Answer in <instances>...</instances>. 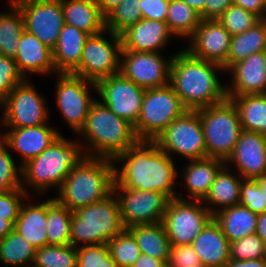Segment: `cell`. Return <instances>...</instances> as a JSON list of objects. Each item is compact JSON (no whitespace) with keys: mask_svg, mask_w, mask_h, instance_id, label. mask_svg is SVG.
Segmentation results:
<instances>
[{"mask_svg":"<svg viewBox=\"0 0 266 267\" xmlns=\"http://www.w3.org/2000/svg\"><path fill=\"white\" fill-rule=\"evenodd\" d=\"M22 166L0 137V192L22 188Z\"/></svg>","mask_w":266,"mask_h":267,"instance_id":"41","label":"cell"},{"mask_svg":"<svg viewBox=\"0 0 266 267\" xmlns=\"http://www.w3.org/2000/svg\"><path fill=\"white\" fill-rule=\"evenodd\" d=\"M28 196L23 188L0 192V217H5L14 225L21 206Z\"/></svg>","mask_w":266,"mask_h":267,"instance_id":"47","label":"cell"},{"mask_svg":"<svg viewBox=\"0 0 266 267\" xmlns=\"http://www.w3.org/2000/svg\"><path fill=\"white\" fill-rule=\"evenodd\" d=\"M213 218L200 200L170 199L162 219L171 245H191Z\"/></svg>","mask_w":266,"mask_h":267,"instance_id":"13","label":"cell"},{"mask_svg":"<svg viewBox=\"0 0 266 267\" xmlns=\"http://www.w3.org/2000/svg\"><path fill=\"white\" fill-rule=\"evenodd\" d=\"M176 162L153 141H138L113 159L115 183L119 187L157 191L170 199L177 198Z\"/></svg>","mask_w":266,"mask_h":267,"instance_id":"1","label":"cell"},{"mask_svg":"<svg viewBox=\"0 0 266 267\" xmlns=\"http://www.w3.org/2000/svg\"><path fill=\"white\" fill-rule=\"evenodd\" d=\"M5 8L0 11V54L14 59L25 30L24 18L18 6L5 5Z\"/></svg>","mask_w":266,"mask_h":267,"instance_id":"34","label":"cell"},{"mask_svg":"<svg viewBox=\"0 0 266 267\" xmlns=\"http://www.w3.org/2000/svg\"><path fill=\"white\" fill-rule=\"evenodd\" d=\"M266 245V211L264 213L258 214V221L255 232Z\"/></svg>","mask_w":266,"mask_h":267,"instance_id":"55","label":"cell"},{"mask_svg":"<svg viewBox=\"0 0 266 267\" xmlns=\"http://www.w3.org/2000/svg\"><path fill=\"white\" fill-rule=\"evenodd\" d=\"M225 165L243 179H256L266 174V135L242 130Z\"/></svg>","mask_w":266,"mask_h":267,"instance_id":"20","label":"cell"},{"mask_svg":"<svg viewBox=\"0 0 266 267\" xmlns=\"http://www.w3.org/2000/svg\"><path fill=\"white\" fill-rule=\"evenodd\" d=\"M207 157L226 161L242 131L238 111L227 98L221 103L198 109Z\"/></svg>","mask_w":266,"mask_h":267,"instance_id":"7","label":"cell"},{"mask_svg":"<svg viewBox=\"0 0 266 267\" xmlns=\"http://www.w3.org/2000/svg\"><path fill=\"white\" fill-rule=\"evenodd\" d=\"M28 196L23 202L14 230L35 249L48 245L47 237V197L45 199ZM31 199V200H30ZM39 199V200H37ZM34 201V202H32ZM37 201V202H36Z\"/></svg>","mask_w":266,"mask_h":267,"instance_id":"25","label":"cell"},{"mask_svg":"<svg viewBox=\"0 0 266 267\" xmlns=\"http://www.w3.org/2000/svg\"><path fill=\"white\" fill-rule=\"evenodd\" d=\"M202 263L192 245H171L167 267H200Z\"/></svg>","mask_w":266,"mask_h":267,"instance_id":"48","label":"cell"},{"mask_svg":"<svg viewBox=\"0 0 266 267\" xmlns=\"http://www.w3.org/2000/svg\"><path fill=\"white\" fill-rule=\"evenodd\" d=\"M26 267H37V266H35L34 264H31V265H28Z\"/></svg>","mask_w":266,"mask_h":267,"instance_id":"60","label":"cell"},{"mask_svg":"<svg viewBox=\"0 0 266 267\" xmlns=\"http://www.w3.org/2000/svg\"><path fill=\"white\" fill-rule=\"evenodd\" d=\"M173 53L121 51L120 73L144 89L169 84ZM165 55V56H164Z\"/></svg>","mask_w":266,"mask_h":267,"instance_id":"15","label":"cell"},{"mask_svg":"<svg viewBox=\"0 0 266 267\" xmlns=\"http://www.w3.org/2000/svg\"><path fill=\"white\" fill-rule=\"evenodd\" d=\"M227 97L238 111L242 130L266 135V94Z\"/></svg>","mask_w":266,"mask_h":267,"instance_id":"32","label":"cell"},{"mask_svg":"<svg viewBox=\"0 0 266 267\" xmlns=\"http://www.w3.org/2000/svg\"><path fill=\"white\" fill-rule=\"evenodd\" d=\"M125 229L120 207L114 192L106 199L72 212L70 227L71 245L107 244Z\"/></svg>","mask_w":266,"mask_h":267,"instance_id":"6","label":"cell"},{"mask_svg":"<svg viewBox=\"0 0 266 267\" xmlns=\"http://www.w3.org/2000/svg\"><path fill=\"white\" fill-rule=\"evenodd\" d=\"M87 157L82 142L62 133L40 155L22 165V188L31 197L44 198L53 190L55 194L70 170Z\"/></svg>","mask_w":266,"mask_h":267,"instance_id":"3","label":"cell"},{"mask_svg":"<svg viewBox=\"0 0 266 267\" xmlns=\"http://www.w3.org/2000/svg\"><path fill=\"white\" fill-rule=\"evenodd\" d=\"M33 264L37 267H77V247L45 245L35 250Z\"/></svg>","mask_w":266,"mask_h":267,"instance_id":"38","label":"cell"},{"mask_svg":"<svg viewBox=\"0 0 266 267\" xmlns=\"http://www.w3.org/2000/svg\"><path fill=\"white\" fill-rule=\"evenodd\" d=\"M200 14L181 0H170L166 24L176 40L186 42L201 22Z\"/></svg>","mask_w":266,"mask_h":267,"instance_id":"35","label":"cell"},{"mask_svg":"<svg viewBox=\"0 0 266 267\" xmlns=\"http://www.w3.org/2000/svg\"><path fill=\"white\" fill-rule=\"evenodd\" d=\"M213 218L230 243L256 232L258 214L240 204L222 209Z\"/></svg>","mask_w":266,"mask_h":267,"instance_id":"30","label":"cell"},{"mask_svg":"<svg viewBox=\"0 0 266 267\" xmlns=\"http://www.w3.org/2000/svg\"><path fill=\"white\" fill-rule=\"evenodd\" d=\"M27 1H31V0H5V3L3 6L7 5V6H18L21 3L27 2Z\"/></svg>","mask_w":266,"mask_h":267,"instance_id":"59","label":"cell"},{"mask_svg":"<svg viewBox=\"0 0 266 267\" xmlns=\"http://www.w3.org/2000/svg\"><path fill=\"white\" fill-rule=\"evenodd\" d=\"M25 30L53 50L65 25L62 0H31L18 5Z\"/></svg>","mask_w":266,"mask_h":267,"instance_id":"17","label":"cell"},{"mask_svg":"<svg viewBox=\"0 0 266 267\" xmlns=\"http://www.w3.org/2000/svg\"><path fill=\"white\" fill-rule=\"evenodd\" d=\"M239 204L256 214L266 211L264 192L255 179H242Z\"/></svg>","mask_w":266,"mask_h":267,"instance_id":"46","label":"cell"},{"mask_svg":"<svg viewBox=\"0 0 266 267\" xmlns=\"http://www.w3.org/2000/svg\"><path fill=\"white\" fill-rule=\"evenodd\" d=\"M75 136L83 143L88 156L112 160L139 141L133 125L98 99L91 105L84 126Z\"/></svg>","mask_w":266,"mask_h":267,"instance_id":"4","label":"cell"},{"mask_svg":"<svg viewBox=\"0 0 266 267\" xmlns=\"http://www.w3.org/2000/svg\"><path fill=\"white\" fill-rule=\"evenodd\" d=\"M113 192L119 202L125 229L135 225L162 222L170 201L164 193L119 187L115 182Z\"/></svg>","mask_w":266,"mask_h":267,"instance_id":"14","label":"cell"},{"mask_svg":"<svg viewBox=\"0 0 266 267\" xmlns=\"http://www.w3.org/2000/svg\"><path fill=\"white\" fill-rule=\"evenodd\" d=\"M224 165L225 161L211 157L186 160L185 164L183 163L181 167L179 165L178 169L180 187H177V198L202 201L207 196L217 173ZM179 188L181 190L183 188L184 193Z\"/></svg>","mask_w":266,"mask_h":267,"instance_id":"21","label":"cell"},{"mask_svg":"<svg viewBox=\"0 0 266 267\" xmlns=\"http://www.w3.org/2000/svg\"><path fill=\"white\" fill-rule=\"evenodd\" d=\"M77 267H119L112 259L107 244L77 247Z\"/></svg>","mask_w":266,"mask_h":267,"instance_id":"44","label":"cell"},{"mask_svg":"<svg viewBox=\"0 0 266 267\" xmlns=\"http://www.w3.org/2000/svg\"><path fill=\"white\" fill-rule=\"evenodd\" d=\"M230 259L246 261L266 258V245L256 234L244 236L230 243Z\"/></svg>","mask_w":266,"mask_h":267,"instance_id":"43","label":"cell"},{"mask_svg":"<svg viewBox=\"0 0 266 267\" xmlns=\"http://www.w3.org/2000/svg\"><path fill=\"white\" fill-rule=\"evenodd\" d=\"M122 51L121 35L108 29L90 35L83 47L80 64L71 72L84 79L97 82L120 73Z\"/></svg>","mask_w":266,"mask_h":267,"instance_id":"12","label":"cell"},{"mask_svg":"<svg viewBox=\"0 0 266 267\" xmlns=\"http://www.w3.org/2000/svg\"><path fill=\"white\" fill-rule=\"evenodd\" d=\"M24 80L14 59L0 54V103Z\"/></svg>","mask_w":266,"mask_h":267,"instance_id":"45","label":"cell"},{"mask_svg":"<svg viewBox=\"0 0 266 267\" xmlns=\"http://www.w3.org/2000/svg\"><path fill=\"white\" fill-rule=\"evenodd\" d=\"M225 75L227 96L266 94V51L233 64Z\"/></svg>","mask_w":266,"mask_h":267,"instance_id":"22","label":"cell"},{"mask_svg":"<svg viewBox=\"0 0 266 267\" xmlns=\"http://www.w3.org/2000/svg\"><path fill=\"white\" fill-rule=\"evenodd\" d=\"M52 78L55 79V107L66 127L76 135L84 126L90 107L97 99L96 83L72 73H56Z\"/></svg>","mask_w":266,"mask_h":267,"instance_id":"9","label":"cell"},{"mask_svg":"<svg viewBox=\"0 0 266 267\" xmlns=\"http://www.w3.org/2000/svg\"><path fill=\"white\" fill-rule=\"evenodd\" d=\"M170 68V81L174 92L187 110H198L226 100L225 69L214 62L191 56L178 46Z\"/></svg>","mask_w":266,"mask_h":267,"instance_id":"2","label":"cell"},{"mask_svg":"<svg viewBox=\"0 0 266 267\" xmlns=\"http://www.w3.org/2000/svg\"><path fill=\"white\" fill-rule=\"evenodd\" d=\"M131 267H167V263L147 254H141Z\"/></svg>","mask_w":266,"mask_h":267,"instance_id":"52","label":"cell"},{"mask_svg":"<svg viewBox=\"0 0 266 267\" xmlns=\"http://www.w3.org/2000/svg\"><path fill=\"white\" fill-rule=\"evenodd\" d=\"M101 13L106 16L113 8L121 4L123 0H96Z\"/></svg>","mask_w":266,"mask_h":267,"instance_id":"54","label":"cell"},{"mask_svg":"<svg viewBox=\"0 0 266 267\" xmlns=\"http://www.w3.org/2000/svg\"><path fill=\"white\" fill-rule=\"evenodd\" d=\"M35 248L15 230L0 239V267H26L33 264Z\"/></svg>","mask_w":266,"mask_h":267,"instance_id":"37","label":"cell"},{"mask_svg":"<svg viewBox=\"0 0 266 267\" xmlns=\"http://www.w3.org/2000/svg\"><path fill=\"white\" fill-rule=\"evenodd\" d=\"M90 35L74 26L65 24L53 52L57 73H71L81 61L83 47Z\"/></svg>","mask_w":266,"mask_h":267,"instance_id":"28","label":"cell"},{"mask_svg":"<svg viewBox=\"0 0 266 267\" xmlns=\"http://www.w3.org/2000/svg\"><path fill=\"white\" fill-rule=\"evenodd\" d=\"M261 20L254 13L232 4L228 7L218 21L233 36L245 32Z\"/></svg>","mask_w":266,"mask_h":267,"instance_id":"42","label":"cell"},{"mask_svg":"<svg viewBox=\"0 0 266 267\" xmlns=\"http://www.w3.org/2000/svg\"><path fill=\"white\" fill-rule=\"evenodd\" d=\"M172 159L206 158V145L198 110H186L173 120L153 141ZM176 157H175V156Z\"/></svg>","mask_w":266,"mask_h":267,"instance_id":"11","label":"cell"},{"mask_svg":"<svg viewBox=\"0 0 266 267\" xmlns=\"http://www.w3.org/2000/svg\"><path fill=\"white\" fill-rule=\"evenodd\" d=\"M107 245L112 259L119 267H131L141 255L137 241L128 229L114 236Z\"/></svg>","mask_w":266,"mask_h":267,"instance_id":"40","label":"cell"},{"mask_svg":"<svg viewBox=\"0 0 266 267\" xmlns=\"http://www.w3.org/2000/svg\"><path fill=\"white\" fill-rule=\"evenodd\" d=\"M65 24L76 27L89 35L105 29V16L96 0H62Z\"/></svg>","mask_w":266,"mask_h":267,"instance_id":"29","label":"cell"},{"mask_svg":"<svg viewBox=\"0 0 266 267\" xmlns=\"http://www.w3.org/2000/svg\"><path fill=\"white\" fill-rule=\"evenodd\" d=\"M255 180L260 185L262 192H264V198H265V201H266V174H264V175H262L260 177H257Z\"/></svg>","mask_w":266,"mask_h":267,"instance_id":"58","label":"cell"},{"mask_svg":"<svg viewBox=\"0 0 266 267\" xmlns=\"http://www.w3.org/2000/svg\"><path fill=\"white\" fill-rule=\"evenodd\" d=\"M185 2L188 6L196 10L201 19H204V6L206 4V0H181Z\"/></svg>","mask_w":266,"mask_h":267,"instance_id":"56","label":"cell"},{"mask_svg":"<svg viewBox=\"0 0 266 267\" xmlns=\"http://www.w3.org/2000/svg\"><path fill=\"white\" fill-rule=\"evenodd\" d=\"M140 6L141 0H123L105 16V29L121 34L143 19Z\"/></svg>","mask_w":266,"mask_h":267,"instance_id":"39","label":"cell"},{"mask_svg":"<svg viewBox=\"0 0 266 267\" xmlns=\"http://www.w3.org/2000/svg\"><path fill=\"white\" fill-rule=\"evenodd\" d=\"M233 4L266 19V0H233Z\"/></svg>","mask_w":266,"mask_h":267,"instance_id":"51","label":"cell"},{"mask_svg":"<svg viewBox=\"0 0 266 267\" xmlns=\"http://www.w3.org/2000/svg\"><path fill=\"white\" fill-rule=\"evenodd\" d=\"M231 37L218 19H202L182 48L195 58L221 65L226 71Z\"/></svg>","mask_w":266,"mask_h":267,"instance_id":"18","label":"cell"},{"mask_svg":"<svg viewBox=\"0 0 266 267\" xmlns=\"http://www.w3.org/2000/svg\"><path fill=\"white\" fill-rule=\"evenodd\" d=\"M72 211L55 198H47V237L48 245H71L70 227Z\"/></svg>","mask_w":266,"mask_h":267,"instance_id":"36","label":"cell"},{"mask_svg":"<svg viewBox=\"0 0 266 267\" xmlns=\"http://www.w3.org/2000/svg\"><path fill=\"white\" fill-rule=\"evenodd\" d=\"M128 230L136 239L141 254L168 262L171 244L162 222L135 225Z\"/></svg>","mask_w":266,"mask_h":267,"instance_id":"33","label":"cell"},{"mask_svg":"<svg viewBox=\"0 0 266 267\" xmlns=\"http://www.w3.org/2000/svg\"><path fill=\"white\" fill-rule=\"evenodd\" d=\"M170 0H141L143 19L166 22Z\"/></svg>","mask_w":266,"mask_h":267,"instance_id":"49","label":"cell"},{"mask_svg":"<svg viewBox=\"0 0 266 267\" xmlns=\"http://www.w3.org/2000/svg\"><path fill=\"white\" fill-rule=\"evenodd\" d=\"M3 130V131H2ZM59 127L46 123L23 128H0V137L22 166L37 157L60 135Z\"/></svg>","mask_w":266,"mask_h":267,"instance_id":"19","label":"cell"},{"mask_svg":"<svg viewBox=\"0 0 266 267\" xmlns=\"http://www.w3.org/2000/svg\"><path fill=\"white\" fill-rule=\"evenodd\" d=\"M114 182L113 160L88 156L70 170L54 198L73 212L106 199Z\"/></svg>","mask_w":266,"mask_h":267,"instance_id":"5","label":"cell"},{"mask_svg":"<svg viewBox=\"0 0 266 267\" xmlns=\"http://www.w3.org/2000/svg\"><path fill=\"white\" fill-rule=\"evenodd\" d=\"M36 88L32 79L18 84L0 103V128H23L50 123L48 98ZM48 100V101H47Z\"/></svg>","mask_w":266,"mask_h":267,"instance_id":"8","label":"cell"},{"mask_svg":"<svg viewBox=\"0 0 266 267\" xmlns=\"http://www.w3.org/2000/svg\"><path fill=\"white\" fill-rule=\"evenodd\" d=\"M187 109L170 84L146 89L134 131L139 141H154L158 135Z\"/></svg>","mask_w":266,"mask_h":267,"instance_id":"10","label":"cell"},{"mask_svg":"<svg viewBox=\"0 0 266 267\" xmlns=\"http://www.w3.org/2000/svg\"><path fill=\"white\" fill-rule=\"evenodd\" d=\"M233 4V0H206L204 19H218Z\"/></svg>","mask_w":266,"mask_h":267,"instance_id":"50","label":"cell"},{"mask_svg":"<svg viewBox=\"0 0 266 267\" xmlns=\"http://www.w3.org/2000/svg\"><path fill=\"white\" fill-rule=\"evenodd\" d=\"M266 51V19H261L250 29L231 37L226 60V71L235 63L254 53Z\"/></svg>","mask_w":266,"mask_h":267,"instance_id":"31","label":"cell"},{"mask_svg":"<svg viewBox=\"0 0 266 267\" xmlns=\"http://www.w3.org/2000/svg\"><path fill=\"white\" fill-rule=\"evenodd\" d=\"M97 99L120 118L133 126L137 122L146 89L136 85L121 73L96 82Z\"/></svg>","mask_w":266,"mask_h":267,"instance_id":"16","label":"cell"},{"mask_svg":"<svg viewBox=\"0 0 266 267\" xmlns=\"http://www.w3.org/2000/svg\"><path fill=\"white\" fill-rule=\"evenodd\" d=\"M13 230L14 225L9 220H6L5 217H0V239H3Z\"/></svg>","mask_w":266,"mask_h":267,"instance_id":"57","label":"cell"},{"mask_svg":"<svg viewBox=\"0 0 266 267\" xmlns=\"http://www.w3.org/2000/svg\"><path fill=\"white\" fill-rule=\"evenodd\" d=\"M14 61L25 79H31V75L49 78L57 73L52 50L26 30L20 37Z\"/></svg>","mask_w":266,"mask_h":267,"instance_id":"24","label":"cell"},{"mask_svg":"<svg viewBox=\"0 0 266 267\" xmlns=\"http://www.w3.org/2000/svg\"><path fill=\"white\" fill-rule=\"evenodd\" d=\"M120 35L124 50L138 52H166V48L176 39L166 22L148 19L139 20Z\"/></svg>","mask_w":266,"mask_h":267,"instance_id":"23","label":"cell"},{"mask_svg":"<svg viewBox=\"0 0 266 267\" xmlns=\"http://www.w3.org/2000/svg\"><path fill=\"white\" fill-rule=\"evenodd\" d=\"M225 267H266V258L246 260V261L230 259L225 264Z\"/></svg>","mask_w":266,"mask_h":267,"instance_id":"53","label":"cell"},{"mask_svg":"<svg viewBox=\"0 0 266 267\" xmlns=\"http://www.w3.org/2000/svg\"><path fill=\"white\" fill-rule=\"evenodd\" d=\"M235 170L224 165L217 173L207 196L202 200L212 215L222 209L240 203L242 177Z\"/></svg>","mask_w":266,"mask_h":267,"instance_id":"27","label":"cell"},{"mask_svg":"<svg viewBox=\"0 0 266 267\" xmlns=\"http://www.w3.org/2000/svg\"><path fill=\"white\" fill-rule=\"evenodd\" d=\"M203 267H225L230 260V242L212 218L192 242Z\"/></svg>","mask_w":266,"mask_h":267,"instance_id":"26","label":"cell"}]
</instances>
